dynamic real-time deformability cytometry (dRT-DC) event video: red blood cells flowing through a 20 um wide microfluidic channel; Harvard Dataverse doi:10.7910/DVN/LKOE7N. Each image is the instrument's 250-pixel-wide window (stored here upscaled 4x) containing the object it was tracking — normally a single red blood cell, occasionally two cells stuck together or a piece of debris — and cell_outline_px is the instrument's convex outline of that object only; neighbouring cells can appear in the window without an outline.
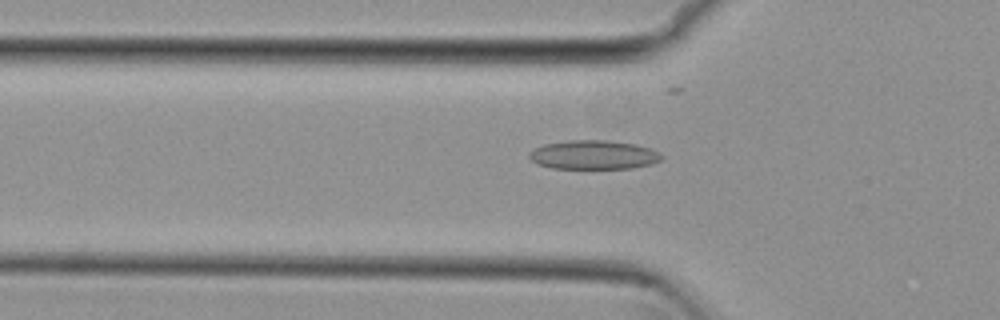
{"species": "common noctule bat (a hibernating species)", "species_latin": "Nyctalus noctula", "temperature_condition": "cold", "stored_images_in_passage": 36, "camera_frame_rate_fps": 3000, "um_per_image_px": 0.085, "animal": {"sex": "female", "body_mass_g": 29.2, "forearm_length_mm": 56.3}, "frame": {"image": 1, "passage_image": 2, "time_ms": 0.333, "image_size_px": [1000, 320], "cell_outline_px": [[664, 156], [660, 160], [652, 164], [632, 168], [552, 168], [536, 164], [528, 156], [528, 152], [544, 144], [568, 140], [604, 140], [636, 144], [652, 148], [660, 152]], "centroid_in_image_um": [50.48, 13.16], "position_along_channel_um": 75.3, "area_um2": 22.48}}
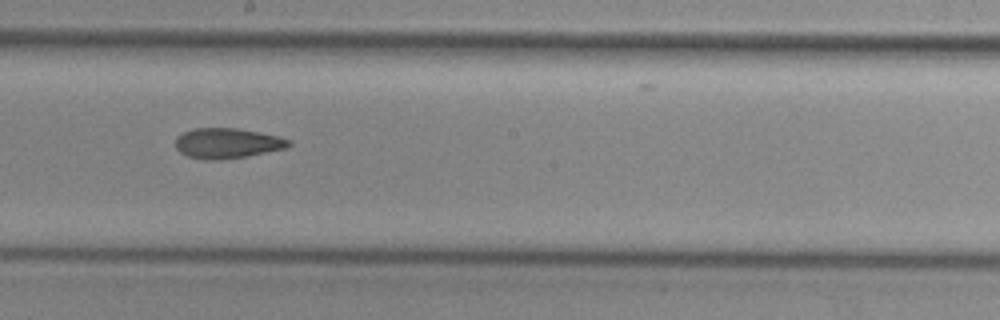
{"frame": {"image": 2, "passage_image": 14, "time_ms": 4.333, "image_size_px": [1000, 320], "cell_outline_px": [[292, 144], [288, 148], [248, 156], [220, 160], [212, 160], [188, 156], [180, 152], [176, 148], [176, 136], [192, 128], [236, 128], [280, 136], [292, 140]], "centroid_in_image_um": [19.36, 12.17], "position_along_channel_um": 228.8, "area_um2": 20.11}}
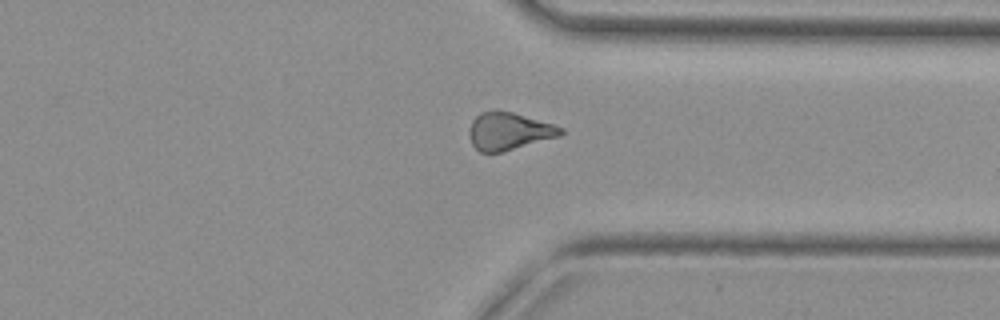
{"frame": {"image": 3, "passage_image": 25, "time_ms": 8.0, "image_size_px": [1000, 320], "cell_outline_px": [[564, 132], [560, 136], [500, 152], [480, 152], [472, 144], [468, 132], [472, 120], [480, 112], [496, 108], [500, 108], [552, 124], [564, 128]], "centroid_in_image_um": [43.22, 11.11], "position_along_channel_um": 368.2, "area_um2": 20.11}, "authors_computed_cell_mechanics": {"area_um2": 19.9988, "velocity_mm_per_s": 3.819, "shape_relaxation_time_tau1_ms": null, "shape_relaxation_time_tau2_ms": 6.0545, "deformation_change_tau1": null, "deformation_change_tau2": 0.1317}}